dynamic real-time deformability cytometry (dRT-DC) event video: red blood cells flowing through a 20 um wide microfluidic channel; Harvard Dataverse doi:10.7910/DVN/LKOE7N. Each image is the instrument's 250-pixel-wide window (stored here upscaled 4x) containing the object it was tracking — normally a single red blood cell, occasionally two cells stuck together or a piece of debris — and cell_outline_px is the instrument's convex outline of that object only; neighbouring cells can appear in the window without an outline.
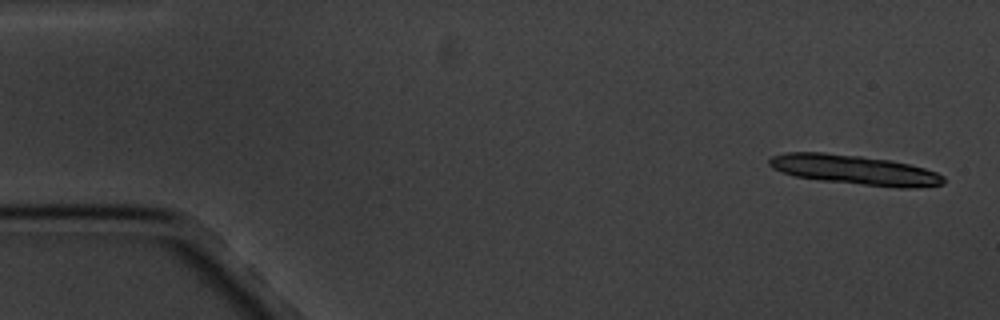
{"species": "common noctule bat (a hibernating species)", "species_latin": "Nyctalus noctula", "temperature_condition": "cold", "stored_images_in_passage": 12, "camera_frame_rate_fps": 3000, "um_per_image_px": 0.085, "animal": {"sex": "male", "body_mass_g": 20.1, "forearm_length_mm": 53.5}, "frame": {"image": 1, "passage_image": 1, "time_ms": 0.0, "image_size_px": [1000, 320], "cell_outline_px": [[944, 184], [916, 188], [896, 188], [820, 180], [796, 176], [772, 168], [768, 164], [768, 160], [772, 156], [784, 152], [824, 152], [860, 156], [888, 160], [908, 164], [924, 168], [936, 172], [944, 176]], "centroid_in_image_um": [72.65, 14.44], "position_along_channel_um": 12.4, "area_um2": 30.06}}
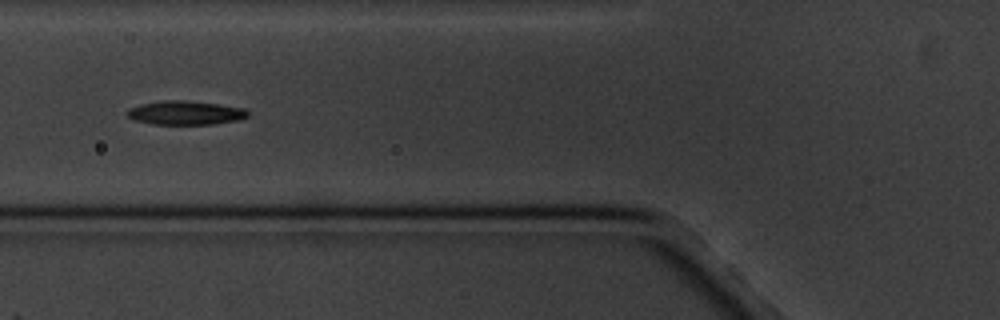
{"frame": {"image": 2, "passage_image": 7, "time_ms": 6.667, "image_size_px": [1000, 320], "cell_outline_px": [[248, 116], [240, 120], [212, 124], [152, 124], [132, 120], [124, 112], [128, 108], [140, 104], [164, 100], [184, 100], [216, 104], [244, 108], [248, 112]], "centroid_in_image_um": [15.7, 9.59], "position_along_channel_um": 110.1, "area_um2": 16.88}}
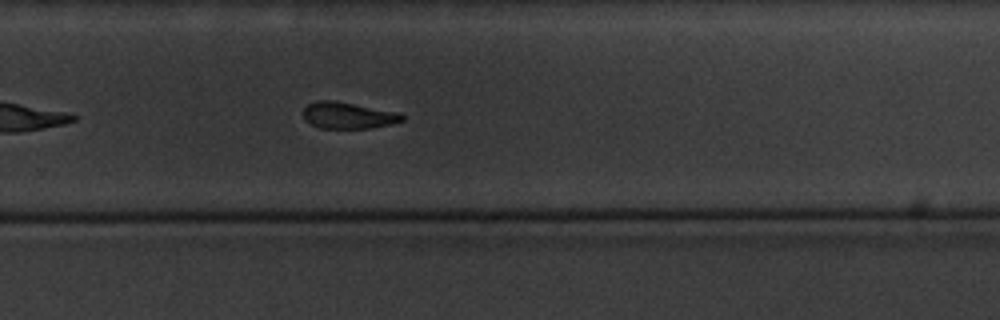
{"frame": {"image": 3, "passage_image": 12, "time_ms": 12.333, "image_size_px": [1000, 320], "cell_outline_px": [[404, 120], [388, 124], [368, 128], [320, 128], [304, 120], [300, 112], [308, 104], [316, 100], [332, 100], [400, 112], [404, 116]], "centroid_in_image_um": [29.53, 9.8], "position_along_channel_um": 300.3, "area_um2": 15.32}}